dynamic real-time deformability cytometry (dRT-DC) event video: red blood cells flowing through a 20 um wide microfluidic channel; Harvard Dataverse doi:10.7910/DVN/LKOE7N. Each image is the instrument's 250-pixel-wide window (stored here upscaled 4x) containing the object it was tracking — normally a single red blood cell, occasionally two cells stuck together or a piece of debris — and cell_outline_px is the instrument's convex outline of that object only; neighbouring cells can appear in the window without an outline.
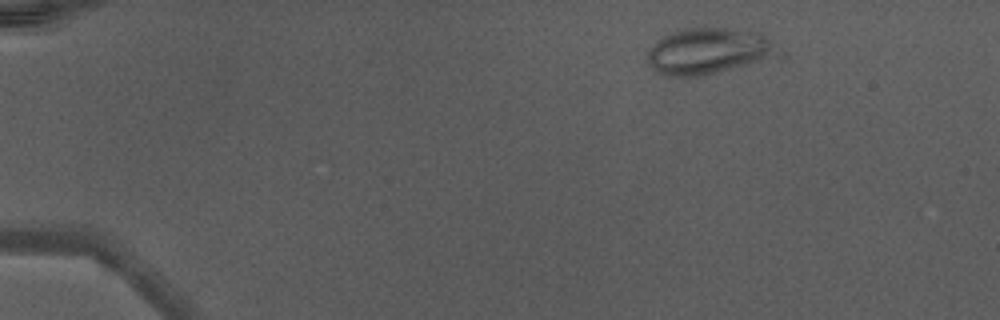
{"species": "Egyptian fruit bat (a non-hibernating species)", "species_latin": "Rousettus aegyptiacus", "temperature_condition": "warm", "stored_images_in_passage": 41, "camera_frame_rate_fps": 3000, "um_per_image_px": 0.085, "animal": {"sex": "male"}, "frame": {"image": 1, "passage_image": 1, "time_ms": 0.0, "image_size_px": [1000, 320], "cell_outline_px": [[768, 48], [764, 56], [756, 60], [744, 64], [704, 76], [664, 76], [656, 72], [648, 64], [648, 48], [656, 40], [668, 32], [684, 28], [724, 28], [760, 32], [768, 40]], "centroid_in_image_um": [59.91, 4.33], "position_along_channel_um": 25.1, "area_um2": 33.52}}
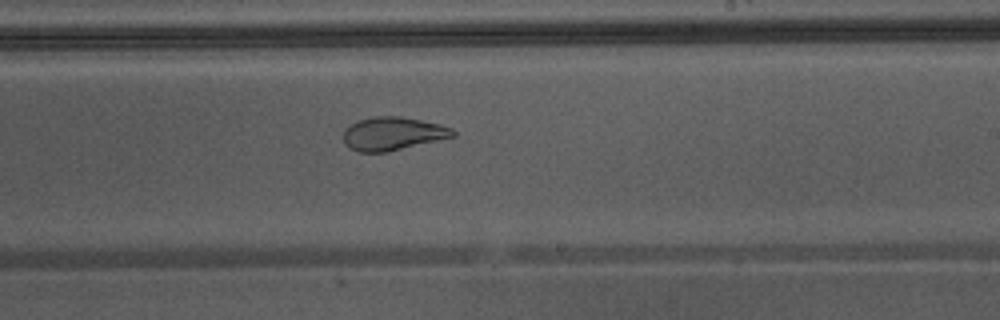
{"frame": {"image": 2, "passage_image": 24, "time_ms": 7.667, "image_size_px": [1000, 320], "cell_outline_px": [[456, 136], [388, 152], [356, 152], [348, 148], [344, 144], [344, 128], [356, 120], [376, 116], [400, 116], [440, 124], [452, 128], [456, 132]], "centroid_in_image_um": [33.36, 11.36], "position_along_channel_um": 255.6, "area_um2": 21.5}}
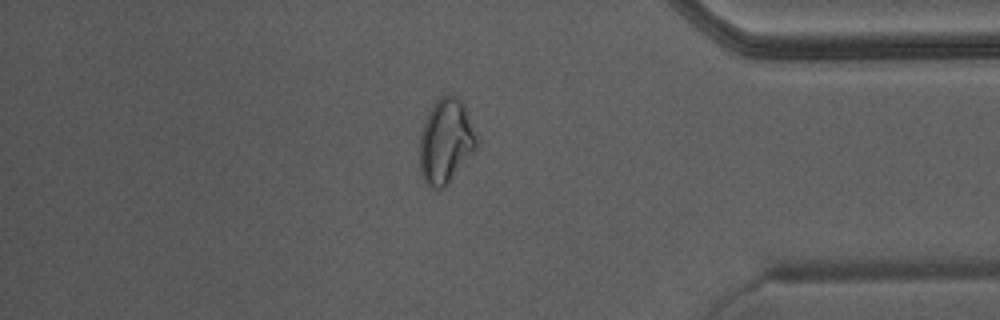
{"frame": {"image": 3, "passage_image": 35, "time_ms": 11.333, "image_size_px": [1000, 320], "cell_outline_px": [[476, 148], [448, 184], [444, 188], [432, 188], [424, 180], [420, 172], [420, 132], [428, 112], [436, 100], [440, 96], [456, 96], [464, 104], [476, 140]], "centroid_in_image_um": [37.85, 12.02], "position_along_channel_um": 397.3, "area_um2": 27.51}, "authors_computed_cell_mechanics": {"area_um2": 27.5128, "velocity_mm_per_s": 4.418, "shape_relaxation_time_tau1_ms": null, "shape_relaxation_time_tau2_ms": 1.1274, "deformation_change_tau1": null, "deformation_change_tau2": 0.0714}}